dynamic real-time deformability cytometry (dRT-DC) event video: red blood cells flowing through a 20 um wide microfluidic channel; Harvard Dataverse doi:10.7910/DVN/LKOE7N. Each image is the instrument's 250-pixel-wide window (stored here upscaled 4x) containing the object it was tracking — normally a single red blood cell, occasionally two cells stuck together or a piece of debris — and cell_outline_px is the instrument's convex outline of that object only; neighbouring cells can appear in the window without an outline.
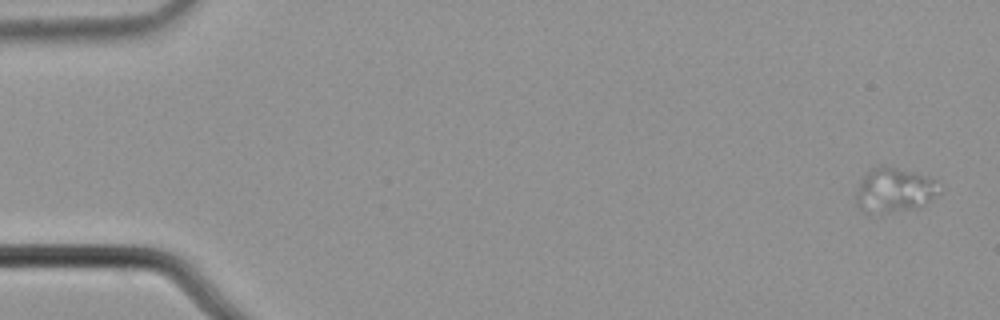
{"species": "common noctule bat (a hibernating species)", "species_latin": "Nyctalus noctula", "temperature_condition": "cold", "stored_images_in_passage": 6, "camera_frame_rate_fps": 3000, "um_per_image_px": 0.085, "animal": {"sex": "male", "body_mass_g": 21.5, "forearm_length_mm": 52.0}, "frame": {"image": 1, "passage_image": 1, "time_ms": 0.0, "image_size_px": [1000, 320], "cell_outline_px": [[940, 192], [920, 208], [888, 208], [856, 204], [856, 196], [860, 184], [864, 176], [872, 168], [880, 164], [884, 164], [912, 172], [936, 180]], "centroid_in_image_um": [76.12, 16.03], "position_along_channel_um": 8.9, "area_um2": 19.77}}
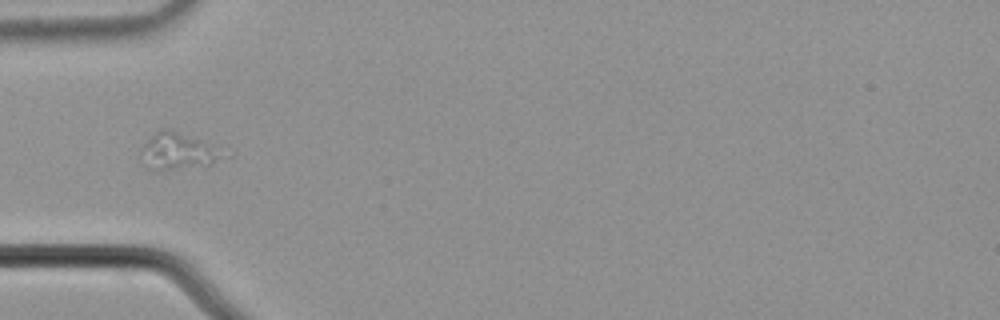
{"frame": {"image": 2, "passage_image": 5, "time_ms": 1.333, "image_size_px": [1000, 320], "cell_outline_px": [[216, 156], [212, 164], [208, 168], [156, 172], [152, 168], [140, 152], [144, 144], [160, 128], [168, 128], [196, 140], [208, 148]], "centroid_in_image_um": [14.94, 12.94], "position_along_channel_um": 70.1, "area_um2": 16.3}}
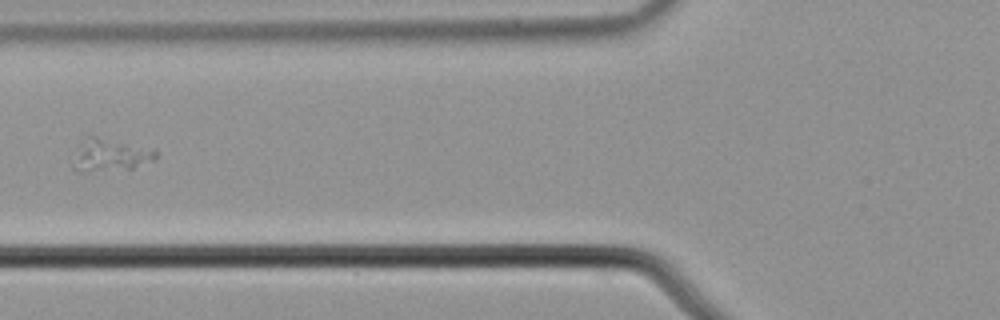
{"frame": {"image": 3, "passage_image": 6, "time_ms": 1.667, "image_size_px": [1000, 320], "cell_outline_px": [[156, 156], [152, 160], [132, 168], [84, 172], [80, 172], [72, 168], [88, 136], [96, 136], [156, 152]], "centroid_in_image_um": [9.35, 13.23], "position_along_channel_um": 116.4, "area_um2": 14.16}}